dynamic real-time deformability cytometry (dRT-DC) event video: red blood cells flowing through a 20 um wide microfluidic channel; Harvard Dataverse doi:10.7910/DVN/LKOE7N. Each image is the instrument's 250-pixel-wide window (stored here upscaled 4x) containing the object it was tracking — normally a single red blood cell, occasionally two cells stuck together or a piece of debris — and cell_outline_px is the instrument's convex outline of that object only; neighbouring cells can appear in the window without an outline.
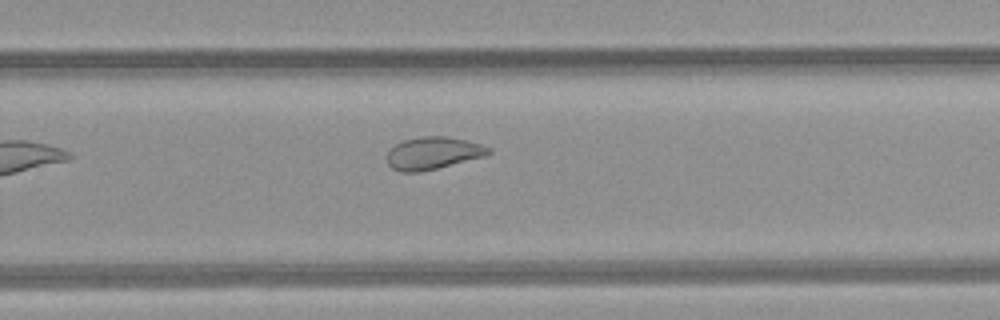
{"species": "common noctule bat (a hibernating species)", "species_latin": "Nyctalus noctula", "temperature_condition": "room temperature", "stored_images_in_passage": 10, "camera_frame_rate_fps": 3000, "um_per_image_px": 0.085, "animal": {"sex": "female", "body_mass_g": 21.9}, "frame": {"image": 1, "passage_image": 10, "time_ms": 3.0, "image_size_px": [1000, 320], "cell_outline_px": [[492, 152], [484, 156], [420, 172], [400, 172], [392, 168], [388, 164], [388, 152], [396, 144], [404, 140], [420, 136], [448, 136], [480, 144], [492, 148]], "centroid_in_image_um": [36.81, 13.01], "position_along_channel_um": 293.0, "area_um2": 18.96}}